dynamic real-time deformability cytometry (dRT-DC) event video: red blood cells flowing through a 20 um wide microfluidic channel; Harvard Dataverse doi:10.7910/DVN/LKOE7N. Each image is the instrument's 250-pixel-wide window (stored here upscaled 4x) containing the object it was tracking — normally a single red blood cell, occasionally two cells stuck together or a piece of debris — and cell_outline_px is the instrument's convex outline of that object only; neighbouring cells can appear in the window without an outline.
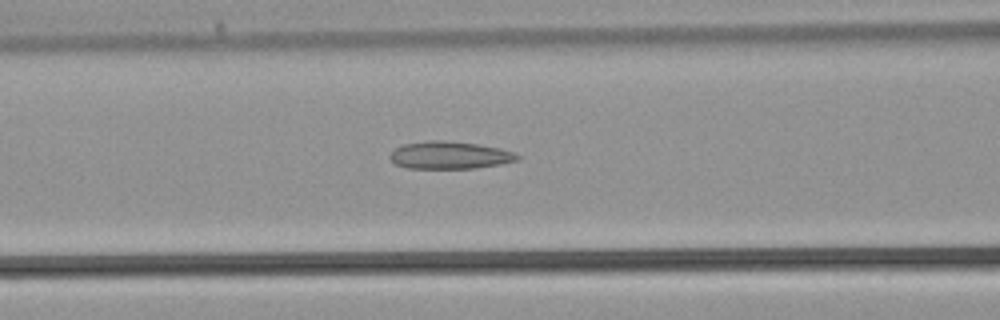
{"species": "common noctule bat (a hibernating species)", "species_latin": "Nyctalus noctula", "temperature_condition": "warm", "stored_images_in_passage": 33, "camera_frame_rate_fps": 3000, "um_per_image_px": 0.085, "animal": {"sex": "male", "body_mass_g": 21.5, "forearm_length_mm": 52.0}, "frame": {"image": 1, "passage_image": 10, "time_ms": 3.0, "image_size_px": [1000, 320], "cell_outline_px": [[520, 156], [516, 160], [500, 164], [476, 168], [408, 168], [396, 164], [388, 156], [396, 148], [404, 144], [428, 140], [444, 140], [476, 144], [500, 148], [512, 152]], "centroid_in_image_um": [38.2, 13.19], "position_along_channel_um": 128.4, "area_um2": 20.17}}
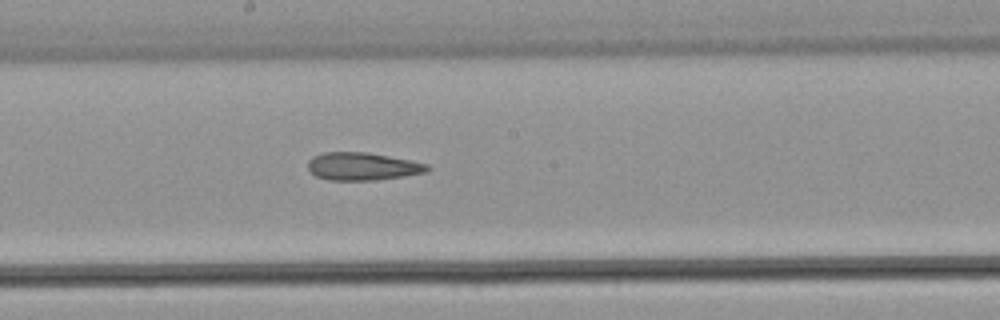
{"frame": {"image": 2, "passage_image": 15, "time_ms": 4.667, "image_size_px": [1000, 320], "cell_outline_px": [[432, 168], [428, 172], [404, 176], [376, 180], [328, 180], [316, 176], [308, 168], [308, 160], [312, 156], [324, 152], [364, 152], [388, 156], [428, 164]], "centroid_in_image_um": [30.81, 14.14], "position_along_channel_um": 217.4, "area_um2": 19.31}}
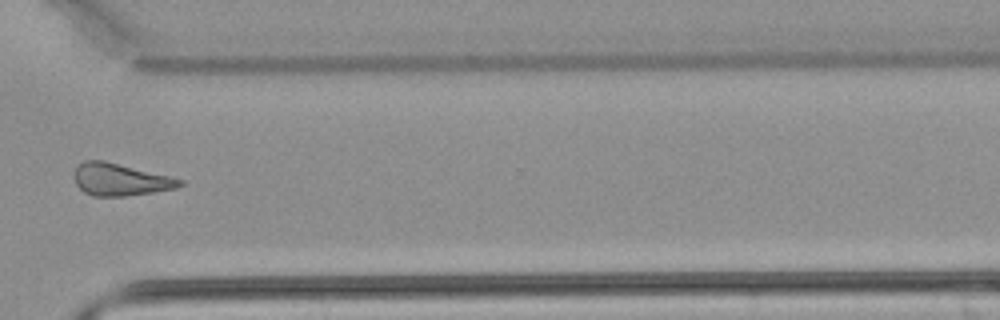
{"frame": {"image": 3, "passage_image": 23, "time_ms": 7.333, "image_size_px": [1000, 320], "cell_outline_px": [[184, 184], [176, 188], [152, 192], [124, 196], [92, 196], [84, 192], [76, 184], [76, 164], [84, 160], [104, 160], [184, 180]], "centroid_in_image_um": [10.21, 15.26], "position_along_channel_um": 360.4, "area_um2": 19.59}}